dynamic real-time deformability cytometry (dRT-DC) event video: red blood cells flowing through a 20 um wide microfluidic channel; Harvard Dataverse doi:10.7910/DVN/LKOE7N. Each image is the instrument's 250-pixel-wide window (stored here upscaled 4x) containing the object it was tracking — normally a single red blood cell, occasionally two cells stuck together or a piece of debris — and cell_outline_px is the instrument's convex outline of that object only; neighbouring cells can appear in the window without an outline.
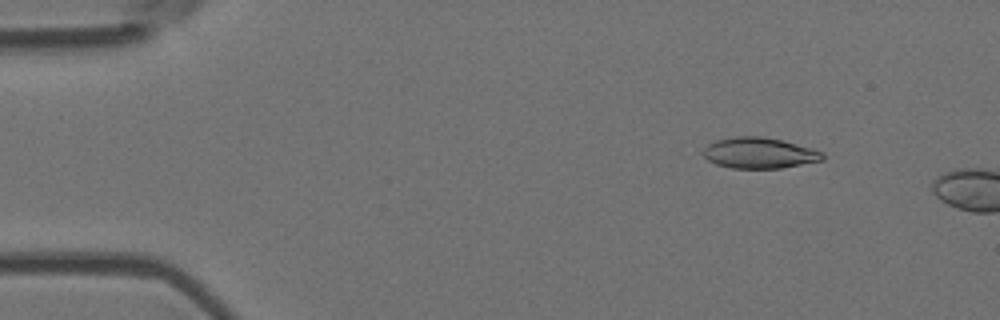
{"species": "Egyptian fruit bat (a non-hibernating species)", "species_latin": "Rousettus aegyptiacus", "temperature_condition": "room temperature", "stored_images_in_passage": 8, "camera_frame_rate_fps": 3000, "um_per_image_px": 0.085, "animal": {"sex": "female"}, "frame": {"image": 1, "passage_image": 6, "time_ms": 1.667, "image_size_px": [1000, 320], "cell_outline_px": [[824, 160], [780, 168], [732, 168], [716, 164], [708, 160], [700, 152], [708, 144], [716, 140], [732, 136], [764, 136], [812, 148], [824, 152]], "centroid_in_image_um": [64.52, 12.99], "position_along_channel_um": 20.5, "area_um2": 21.56}}